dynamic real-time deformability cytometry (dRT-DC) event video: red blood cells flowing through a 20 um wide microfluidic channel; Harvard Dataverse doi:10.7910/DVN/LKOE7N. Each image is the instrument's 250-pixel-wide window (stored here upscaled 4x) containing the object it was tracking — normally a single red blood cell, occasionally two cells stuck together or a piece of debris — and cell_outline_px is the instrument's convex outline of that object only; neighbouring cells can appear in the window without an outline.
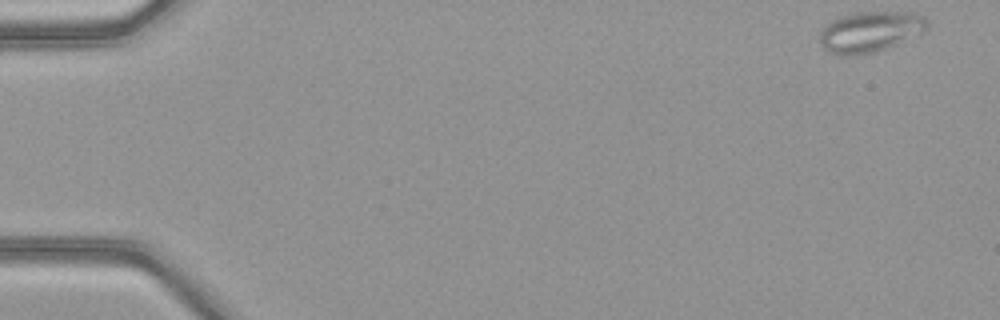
{"species": "common noctule bat (a hibernating species)", "species_latin": "Nyctalus noctula", "temperature_condition": "warm", "stored_images_in_passage": 49, "camera_frame_rate_fps": 3000, "um_per_image_px": 0.085, "animal": {"sex": "female", "body_mass_g": 21.9}, "frame": {"image": 1, "passage_image": 1, "time_ms": 0.0, "image_size_px": [1000, 320], "cell_outline_px": [[928, 28], [924, 32], [896, 44], [876, 52], [852, 56], [840, 56], [828, 52], [824, 48], [820, 40], [820, 32], [832, 20], [840, 16], [856, 12], [912, 12], [924, 16], [928, 20]], "centroid_in_image_um": [73.98, 2.7], "position_along_channel_um": 11.0, "area_um2": 25.61}}
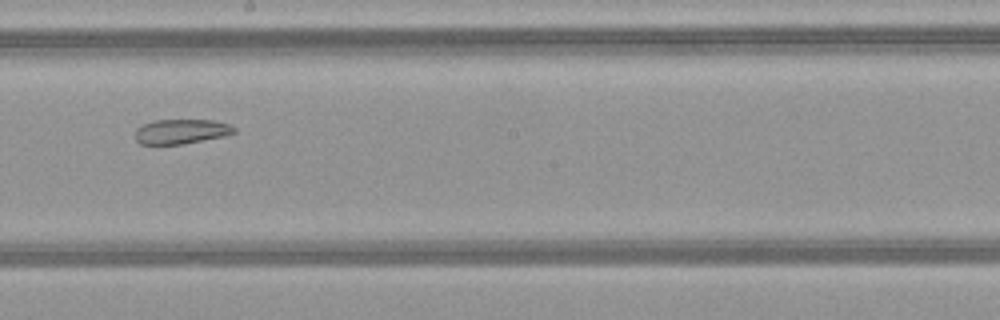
{"frame": {"image": 2, "passage_image": 28, "time_ms": 9.0, "image_size_px": [1000, 320], "cell_outline_px": [[236, 132], [224, 136], [184, 144], [140, 144], [136, 140], [136, 128], [152, 120], [212, 120], [228, 124], [236, 128]], "centroid_in_image_um": [15.4, 11.17], "position_along_channel_um": 232.8, "area_um2": 14.22}}
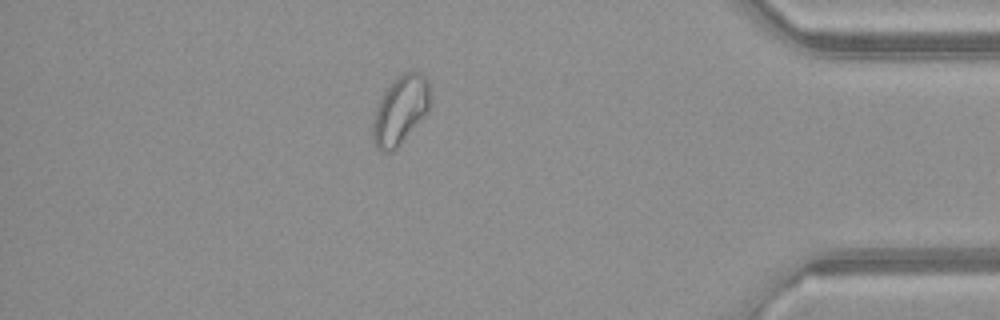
{"frame": {"image": 3, "passage_image": 43, "time_ms": 14.0, "image_size_px": [1000, 320], "cell_outline_px": [[428, 112], [400, 144], [392, 152], [380, 152], [376, 148], [372, 136], [372, 124], [380, 96], [396, 76], [400, 72], [420, 72], [428, 80]], "centroid_in_image_um": [33.99, 9.37], "position_along_channel_um": 401.2, "area_um2": 22.83}, "authors_computed_cell_mechanics": {"area_um2": 22.4842, "velocity_mm_per_s": 4.119, "shape_relaxation_time_tau1_ms": null, "shape_relaxation_time_tau2_ms": 2.1199, "deformation_change_tau1": null, "deformation_change_tau2": 0.0829}}